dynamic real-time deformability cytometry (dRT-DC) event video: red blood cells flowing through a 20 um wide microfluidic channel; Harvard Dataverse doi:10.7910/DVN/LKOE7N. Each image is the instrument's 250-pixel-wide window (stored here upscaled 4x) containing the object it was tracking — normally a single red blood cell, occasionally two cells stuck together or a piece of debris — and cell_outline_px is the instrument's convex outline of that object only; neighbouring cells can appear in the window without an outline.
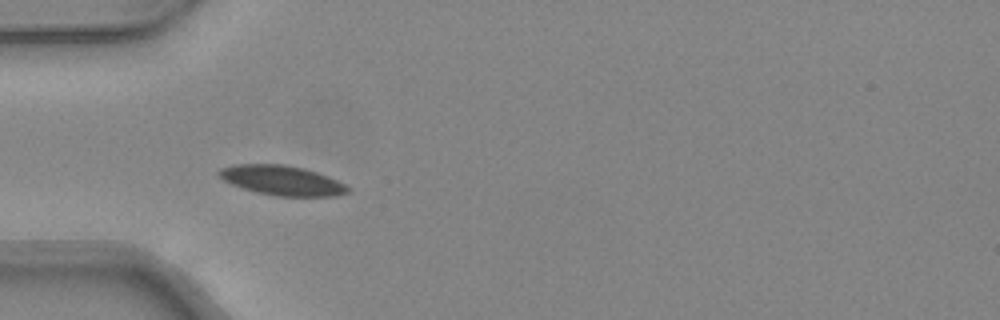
{"species": "common noctule bat (a hibernating species)", "species_latin": "Nyctalus noctula", "temperature_condition": "warm", "stored_images_in_passage": 27, "camera_frame_rate_fps": 3000, "um_per_image_px": 0.085, "animal": {"sex": "female", "body_mass_g": 24.6, "forearm_length_mm": 56.2}, "frame": {"image": 1, "passage_image": 1, "time_ms": 0.0, "image_size_px": [1000, 320], "cell_outline_px": [[352, 188], [348, 192], [336, 196], [276, 196], [256, 192], [232, 184], [216, 176], [216, 172], [220, 168], [236, 164], [284, 164], [304, 168], [328, 176]], "centroid_in_image_um": [23.95, 15.33], "position_along_channel_um": 61.1, "area_um2": 22.37}}
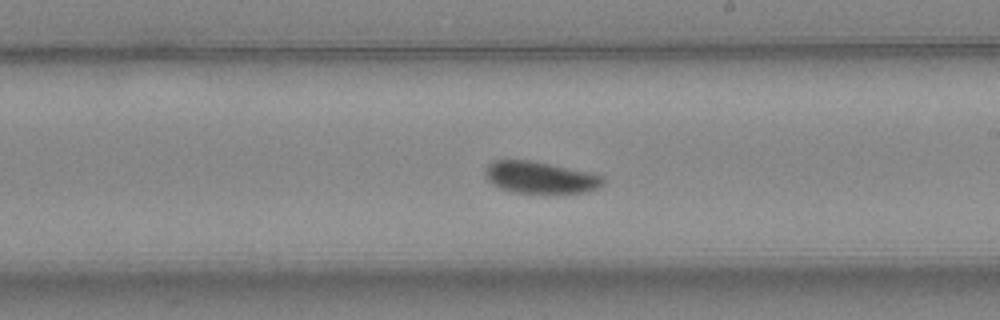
{"frame": {"image": 2, "passage_image": 14, "time_ms": 4.333, "image_size_px": [1000, 320], "cell_outline_px": [[604, 184], [596, 188], [584, 192], [564, 196], [548, 196], [512, 192], [500, 188], [492, 184], [484, 176], [484, 168], [492, 160], [528, 160], [588, 172], [604, 176]], "centroid_in_image_um": [45.91, 15.15], "position_along_channel_um": 243.1, "area_um2": 22.83}}
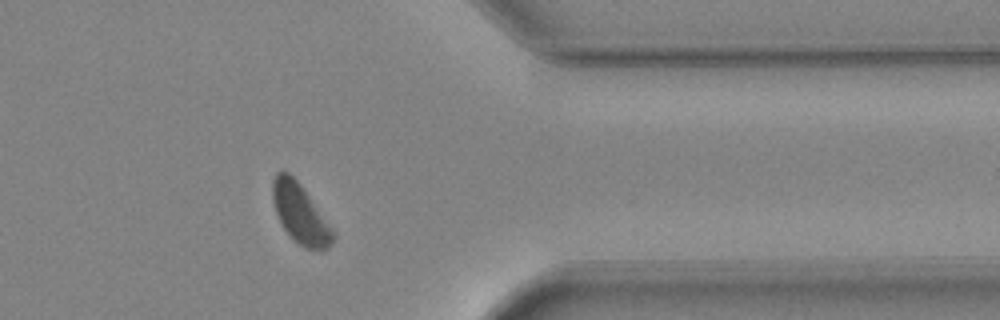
{"frame": {"image": 3, "passage_image": 25, "time_ms": 8.0, "image_size_px": [1000, 320], "cell_outline_px": [[336, 236], [332, 244], [328, 248], [320, 252], [304, 248], [284, 228], [276, 212], [272, 200], [272, 180], [276, 172], [280, 168], [288, 172], [300, 184]], "centroid_in_image_um": [25.49, 18.15], "position_along_channel_um": 385.9, "area_um2": 20.58}, "authors_computed_cell_mechanics": {"area_um2": 22.1374, "velocity_mm_per_s": 4.2686, "shape_relaxation_time_tau1_ms": 2.0602, "shape_relaxation_time_tau2_ms": null, "deformation_change_tau1": 0.0713, "deformation_change_tau2": null}}